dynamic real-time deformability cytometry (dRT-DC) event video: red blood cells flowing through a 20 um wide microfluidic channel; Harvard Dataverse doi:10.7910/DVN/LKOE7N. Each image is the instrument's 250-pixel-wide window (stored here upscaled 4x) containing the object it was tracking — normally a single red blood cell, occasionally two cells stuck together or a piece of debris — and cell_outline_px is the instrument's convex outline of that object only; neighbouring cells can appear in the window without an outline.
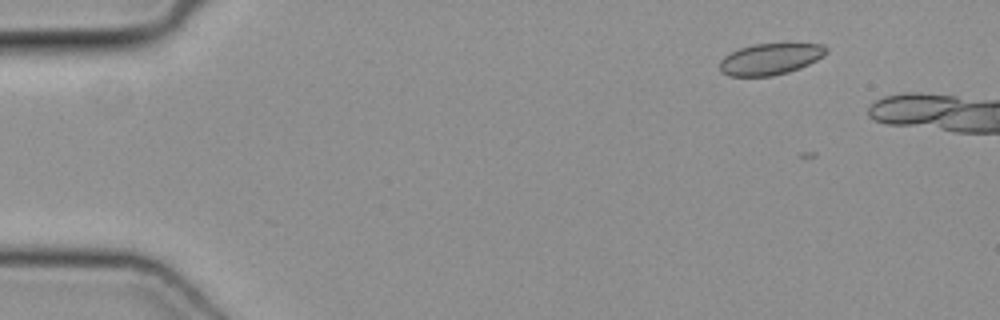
{"species": "common noctule bat (a hibernating species)", "species_latin": "Nyctalus noctula", "temperature_condition": "cold", "stored_images_in_passage": 9, "camera_frame_rate_fps": 3000, "um_per_image_px": 0.085, "animal": {"sex": "female", "body_mass_g": 19.3, "forearm_length_mm": 54.1}, "frame": {"image": 1, "passage_image": 2, "time_ms": 0.333, "image_size_px": [1000, 320], "cell_outline_px": [[828, 52], [816, 60], [800, 68], [788, 72], [772, 76], [728, 76], [720, 72], [720, 60], [724, 56], [740, 48], [752, 44], [824, 44], [828, 48]], "centroid_in_image_um": [65.46, 5.02], "position_along_channel_um": 19.5, "area_um2": 19.42}}